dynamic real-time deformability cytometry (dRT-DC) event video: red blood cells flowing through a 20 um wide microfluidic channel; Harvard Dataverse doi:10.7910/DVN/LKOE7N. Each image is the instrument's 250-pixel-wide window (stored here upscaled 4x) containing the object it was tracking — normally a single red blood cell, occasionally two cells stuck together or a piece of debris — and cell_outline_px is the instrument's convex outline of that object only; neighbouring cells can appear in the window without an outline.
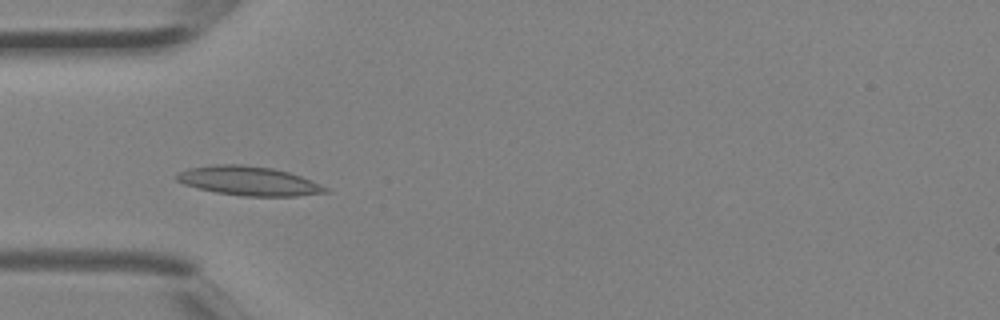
{"species": "Egyptian fruit bat (a non-hibernating species)", "species_latin": "Rousettus aegyptiacus", "temperature_condition": "room temperature", "stored_images_in_passage": 4, "camera_frame_rate_fps": 3000, "um_per_image_px": 0.085, "animal": {"sex": "female"}, "frame": {"image": 1, "passage_image": 4, "time_ms": 1.0, "image_size_px": [1000, 320], "cell_outline_px": [[328, 192], [296, 196], [244, 196], [216, 192], [184, 184], [176, 180], [172, 176], [176, 172], [188, 168], [212, 164], [240, 164], [272, 168], [288, 172], [300, 176], [328, 188]], "centroid_in_image_um": [21.07, 15.36], "position_along_channel_um": 63.9, "area_um2": 25.2}}